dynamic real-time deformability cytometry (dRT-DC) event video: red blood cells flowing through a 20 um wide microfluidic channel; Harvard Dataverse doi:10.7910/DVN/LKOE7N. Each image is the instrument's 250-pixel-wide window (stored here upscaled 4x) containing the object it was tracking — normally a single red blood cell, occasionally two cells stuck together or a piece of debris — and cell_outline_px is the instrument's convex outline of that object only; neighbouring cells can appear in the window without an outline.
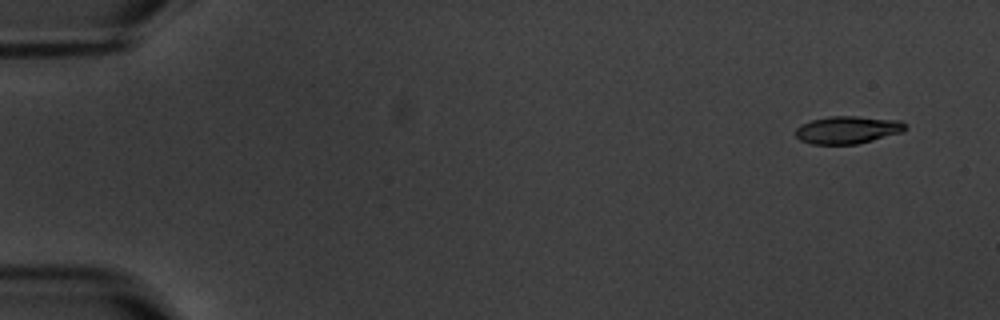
{"species": "common noctule bat (a hibernating species)", "species_latin": "Nyctalus noctula", "temperature_condition": "warm", "stored_images_in_passage": 5, "camera_frame_rate_fps": 3000, "um_per_image_px": 0.085, "animal": {"sex": "male", "body_mass_g": 20.1, "forearm_length_mm": 53.5}, "frame": {"image": 1, "passage_image": 1, "time_ms": 0.0, "image_size_px": [1000, 320], "cell_outline_px": [[908, 128], [904, 132], [856, 144], [812, 144], [800, 140], [796, 136], [796, 128], [800, 124], [812, 120], [828, 116], [856, 116], [900, 120]], "centroid_in_image_um": [72.05, 11.03], "position_along_channel_um": 12.9, "area_um2": 17.69}}
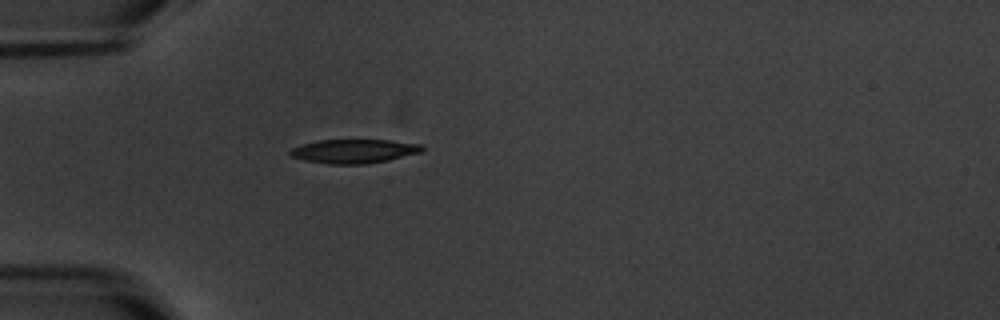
{"frame": {"image": 2, "passage_image": 5, "time_ms": 4.667, "image_size_px": [1000, 320], "cell_outline_px": [[424, 152], [388, 160], [364, 164], [328, 164], [304, 160], [288, 156], [288, 152], [292, 148], [304, 144], [320, 140], [388, 140], [424, 144]], "centroid_in_image_um": [30.12, 12.85], "position_along_channel_um": 54.9, "area_um2": 18.55}}